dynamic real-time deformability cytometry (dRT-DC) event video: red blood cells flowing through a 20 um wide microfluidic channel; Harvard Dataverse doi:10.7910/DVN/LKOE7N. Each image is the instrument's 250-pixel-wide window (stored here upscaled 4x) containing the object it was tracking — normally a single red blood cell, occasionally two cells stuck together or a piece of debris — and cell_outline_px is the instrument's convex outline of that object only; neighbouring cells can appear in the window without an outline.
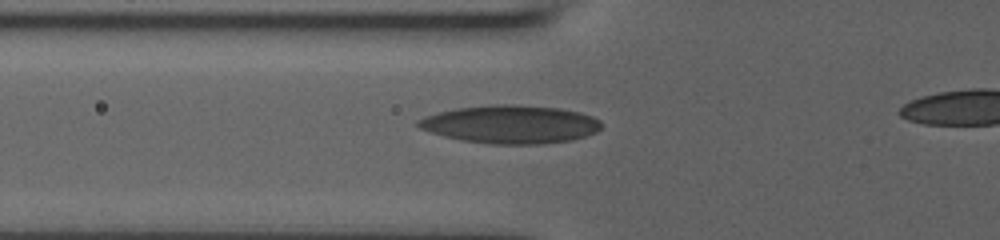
{"species": "human", "species_latin": "Homo sapiens", "temperature_condition": "room temperature", "stored_images_in_passage": 23, "camera_frame_rate_fps": 3000, "um_per_image_px": 0.085, "donor": {"sex": "male"}, "frame": {"image": 1, "passage_image": 20, "time_ms": 4.333, "image_size_px": [1000, 240], "cell_outline_px": [[604, 124], [596, 132], [584, 136], [568, 140], [540, 144], [492, 144], [460, 140], [444, 136], [420, 128], [416, 124], [416, 120], [424, 116], [456, 108], [492, 104], [516, 104], [560, 108], [580, 112], [592, 116], [600, 120]], "centroid_in_image_um": [43.4, 10.55], "position_along_channel_um": 82.4, "area_um2": 40.81}}